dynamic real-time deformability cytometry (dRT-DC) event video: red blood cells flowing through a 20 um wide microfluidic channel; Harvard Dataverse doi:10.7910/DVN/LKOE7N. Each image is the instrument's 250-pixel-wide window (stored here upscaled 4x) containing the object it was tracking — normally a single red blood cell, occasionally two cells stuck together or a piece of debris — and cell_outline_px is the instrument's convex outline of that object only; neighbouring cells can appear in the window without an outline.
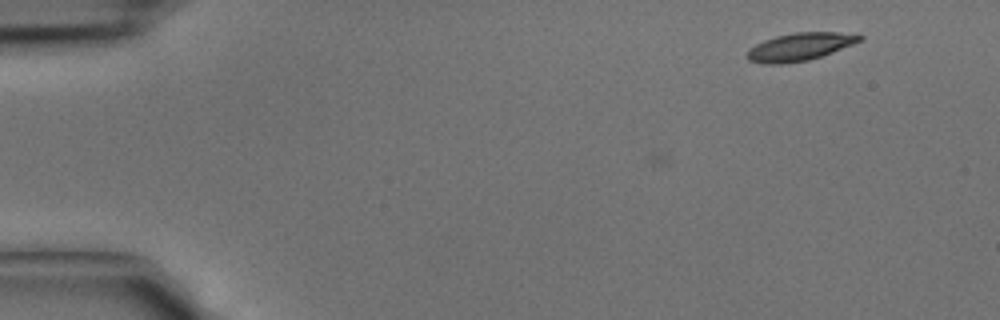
{"species": "common noctule bat (a hibernating species)", "species_latin": "Nyctalus noctula", "temperature_condition": "cold", "stored_images_in_passage": 2, "camera_frame_rate_fps": 3000, "um_per_image_px": 0.085, "animal": {"sex": "male", "body_mass_g": 15.6}, "frame": {"image": 1, "passage_image": 2, "time_ms": 0.333, "image_size_px": [1000, 320], "cell_outline_px": [[864, 36], [860, 40], [852, 44], [832, 52], [808, 60], [784, 64], [764, 64], [748, 60], [744, 56], [748, 48], [764, 40], [776, 36], [796, 32], [840, 32]], "centroid_in_image_um": [67.9, 3.98], "position_along_channel_um": 17.1, "area_um2": 18.15}}